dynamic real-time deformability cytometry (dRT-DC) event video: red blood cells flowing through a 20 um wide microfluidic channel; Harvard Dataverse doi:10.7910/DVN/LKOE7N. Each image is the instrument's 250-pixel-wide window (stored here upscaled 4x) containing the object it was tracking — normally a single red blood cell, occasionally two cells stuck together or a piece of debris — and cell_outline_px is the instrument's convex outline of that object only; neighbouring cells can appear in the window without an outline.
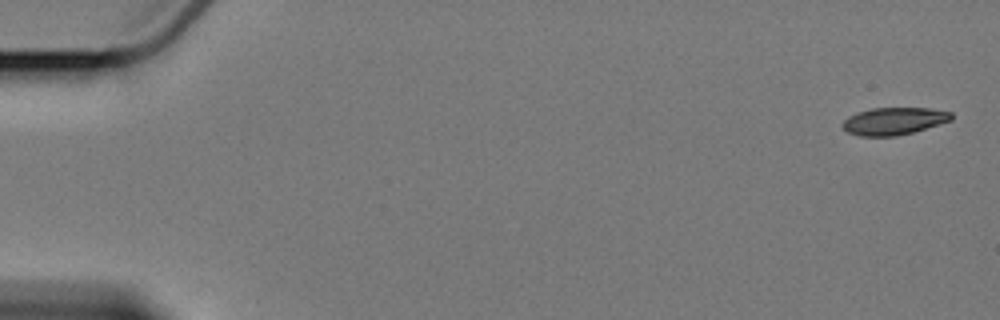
{"species": "Egyptian fruit bat (a non-hibernating species)", "species_latin": "Rousettus aegyptiacus", "temperature_condition": "cold", "stored_images_in_passage": 7, "camera_frame_rate_fps": 3000, "um_per_image_px": 0.085, "animal": {"sex": "female"}, "frame": {"image": 1, "passage_image": 1, "time_ms": 0.0, "image_size_px": [1000, 320], "cell_outline_px": [[952, 120], [912, 132], [896, 136], [860, 136], [848, 132], [844, 128], [844, 120], [848, 116], [856, 112], [872, 108], [928, 108], [952, 112]], "centroid_in_image_um": [75.98, 10.28], "position_along_channel_um": 9.0, "area_um2": 17.17}}
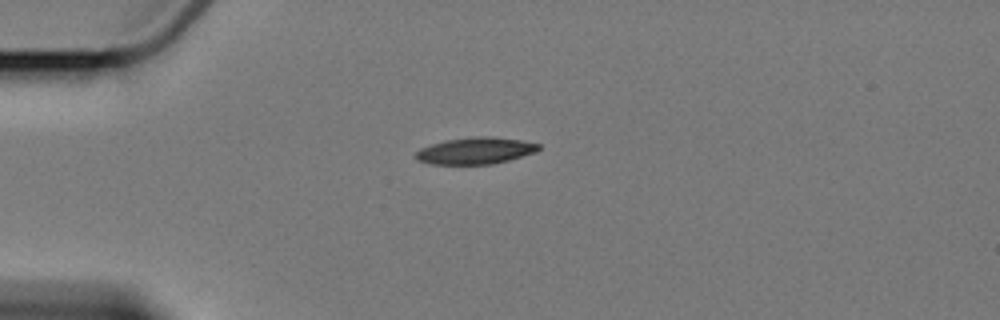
{"frame": {"image": 2, "passage_image": 5, "time_ms": 4.667, "image_size_px": [1000, 320], "cell_outline_px": [[540, 148], [536, 152], [508, 160], [492, 164], [428, 164], [416, 160], [412, 156], [420, 148], [432, 144], [448, 140], [476, 136], [492, 136], [520, 140], [540, 144]], "centroid_in_image_um": [40.38, 12.82], "position_along_channel_um": 44.6, "area_um2": 19.13}}
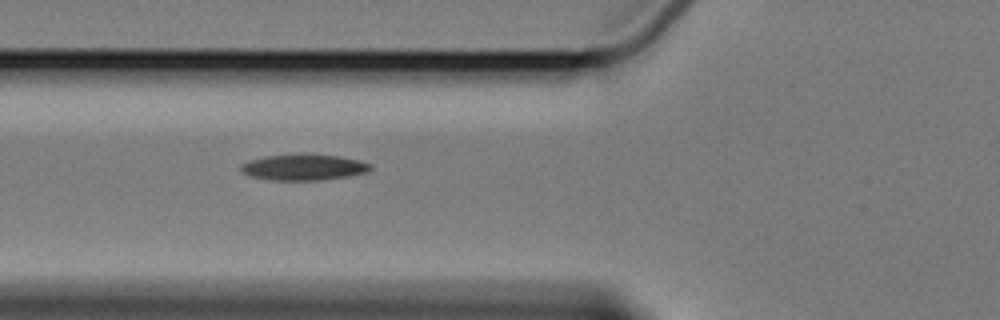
{"frame": {"image": 3, "passage_image": 7, "time_ms": 7.0, "image_size_px": [1000, 320], "cell_outline_px": [[372, 168], [364, 172], [348, 176], [320, 180], [272, 180], [252, 176], [240, 172], [240, 164], [248, 160], [264, 156], [340, 156], [372, 164]], "centroid_in_image_um": [25.76, 14.24], "position_along_channel_um": 100.0, "area_um2": 18.9}}